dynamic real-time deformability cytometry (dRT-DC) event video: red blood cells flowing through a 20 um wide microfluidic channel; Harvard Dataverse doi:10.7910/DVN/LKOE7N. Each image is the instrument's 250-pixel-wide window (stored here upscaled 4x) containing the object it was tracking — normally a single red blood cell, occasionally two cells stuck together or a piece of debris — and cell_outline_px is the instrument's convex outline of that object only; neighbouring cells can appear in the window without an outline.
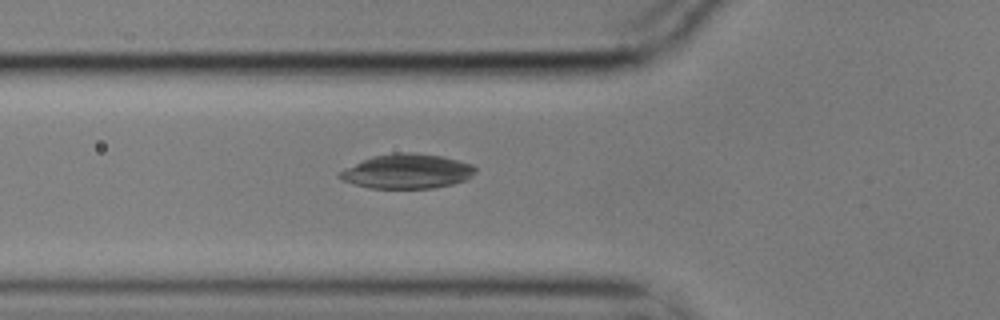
{"species": "common noctule bat (a hibernating species)", "species_latin": "Nyctalus noctula", "temperature_condition": "cold", "stored_images_in_passage": 39, "camera_frame_rate_fps": 3000, "um_per_image_px": 0.085, "animal": {"sex": "male", "body_mass_g": 17.9}, "frame": {"image": 1, "passage_image": 6, "time_ms": 1.667, "image_size_px": [1000, 320], "cell_outline_px": [[476, 172], [464, 180], [452, 184], [432, 188], [368, 188], [344, 180], [336, 176], [340, 172], [372, 156], [396, 152], [412, 152], [444, 156], [472, 164], [476, 168]], "centroid_in_image_um": [34.64, 14.55], "position_along_channel_um": 91.2, "area_um2": 27.05}}
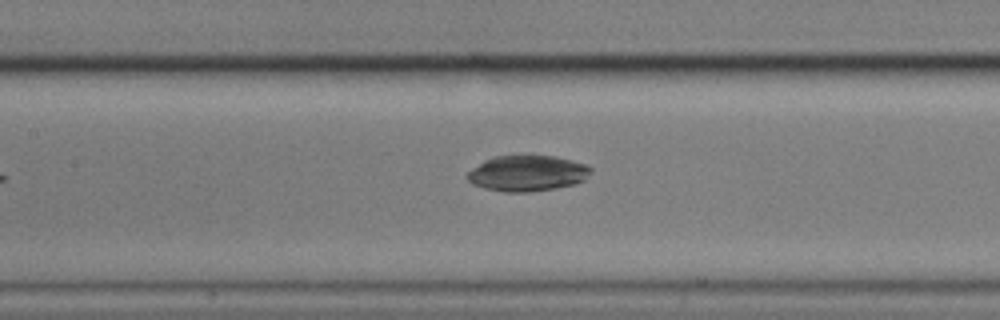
{"frame": {"image": 2, "passage_image": 12, "time_ms": 3.667, "image_size_px": [1000, 320], "cell_outline_px": [[592, 172], [584, 180], [576, 184], [556, 188], [528, 192], [504, 192], [484, 188], [472, 184], [464, 176], [472, 168], [484, 160], [496, 156], [556, 156], [572, 160], [584, 164], [592, 168]], "centroid_in_image_um": [44.81, 14.74], "position_along_channel_um": 162.6, "area_um2": 25.89}}
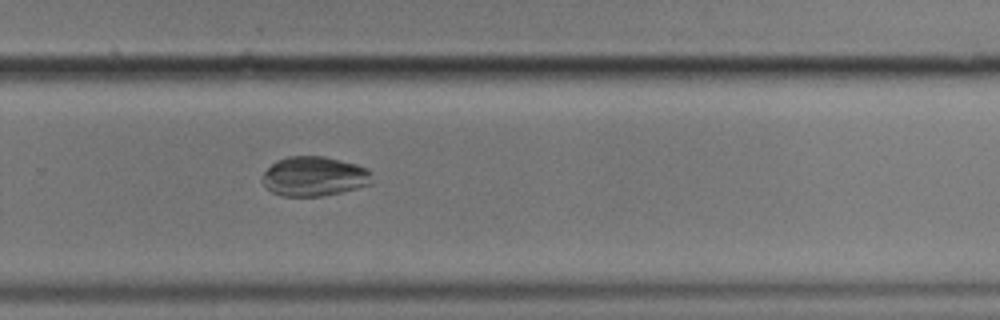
{"frame": {"image": 3, "passage_image": 24, "time_ms": 7.667, "image_size_px": [1000, 320], "cell_outline_px": [[372, 184], [324, 196], [280, 196], [272, 192], [260, 180], [264, 172], [276, 160], [288, 156], [324, 156], [356, 164], [368, 168], [372, 172]], "centroid_in_image_um": [26.71, 14.99], "position_along_channel_um": 303.1, "area_um2": 25.49}}